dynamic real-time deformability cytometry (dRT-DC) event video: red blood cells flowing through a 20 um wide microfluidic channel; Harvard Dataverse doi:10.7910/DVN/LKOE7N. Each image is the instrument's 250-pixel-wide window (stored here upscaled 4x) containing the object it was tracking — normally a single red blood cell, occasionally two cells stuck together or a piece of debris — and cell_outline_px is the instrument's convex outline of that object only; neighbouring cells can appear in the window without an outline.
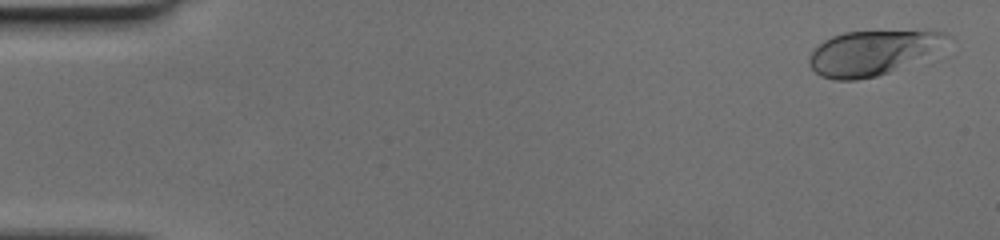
{"species": "human", "species_latin": "Homo sapiens", "temperature_condition": "cold", "stored_images_in_passage": 53, "camera_frame_rate_fps": 3000, "um_per_image_px": 0.085, "donor": {"sex": "female"}, "frame": {"image": 1, "passage_image": 3, "time_ms": 0.667, "image_size_px": [1000, 240], "cell_outline_px": [[944, 36], [924, 52], [888, 72], [876, 76], [856, 80], [836, 80], [820, 76], [808, 64], [808, 60], [812, 52], [824, 40], [832, 36], [844, 32], [944, 32]], "centroid_in_image_um": [73.8, 4.52], "position_along_channel_um": 11.2, "area_um2": 32.95}}
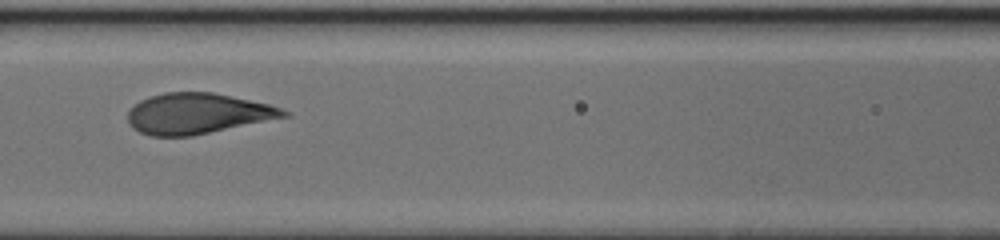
{"frame": {"image": 2, "passage_image": 25, "time_ms": 8.0, "image_size_px": [1000, 240], "cell_outline_px": [[292, 116], [192, 136], [152, 136], [140, 132], [132, 128], [128, 124], [128, 112], [140, 100], [164, 92], [212, 92], [268, 104], [280, 108], [288, 112]], "centroid_in_image_um": [16.8, 9.66], "position_along_channel_um": 149.8, "area_um2": 36.88}}
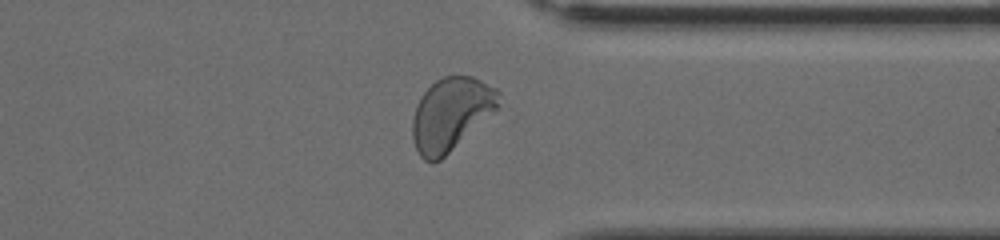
{"frame": {"image": 3, "passage_image": 42, "time_ms": 13.667, "image_size_px": [1000, 240], "cell_outline_px": [[500, 108], [440, 160], [432, 164], [424, 160], [420, 156], [416, 148], [412, 136], [412, 120], [416, 104], [424, 92], [436, 80], [444, 76], [472, 76], [500, 88]], "centroid_in_image_um": [38.37, 9.69], "position_along_channel_um": 373.0, "area_um2": 37.05}}